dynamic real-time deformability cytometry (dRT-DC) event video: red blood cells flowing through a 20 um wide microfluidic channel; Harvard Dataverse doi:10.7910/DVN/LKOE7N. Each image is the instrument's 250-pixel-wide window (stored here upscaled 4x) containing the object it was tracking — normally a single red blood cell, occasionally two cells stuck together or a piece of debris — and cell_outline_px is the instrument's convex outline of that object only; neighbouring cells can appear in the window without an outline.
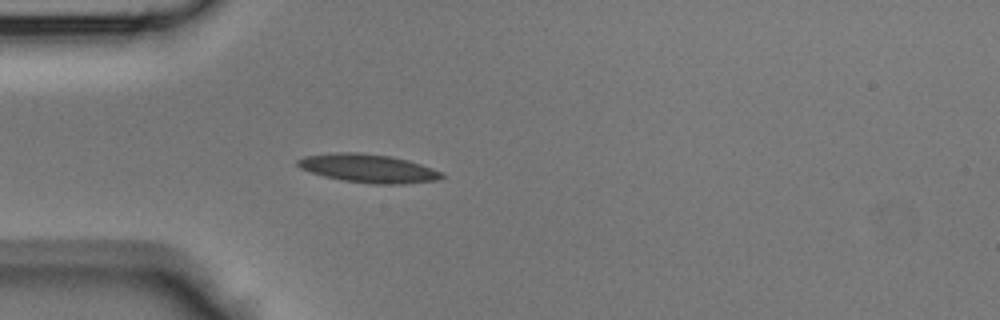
{"species": "Egyptian fruit bat (a non-hibernating species)", "species_latin": "Rousettus aegyptiacus", "temperature_condition": "room temperature", "stored_images_in_passage": 35, "camera_frame_rate_fps": 3000, "um_per_image_px": 0.085, "animal": {"sex": "male"}, "frame": {"image": 1, "passage_image": 5, "time_ms": 1.333, "image_size_px": [1000, 320], "cell_outline_px": [[448, 176], [436, 180], [404, 184], [372, 184], [344, 180], [324, 176], [300, 168], [296, 164], [296, 160], [304, 156], [340, 152], [360, 152], [392, 156], [408, 160], [432, 168]], "centroid_in_image_um": [31.32, 14.31], "position_along_channel_um": 53.7, "area_um2": 23.87}}
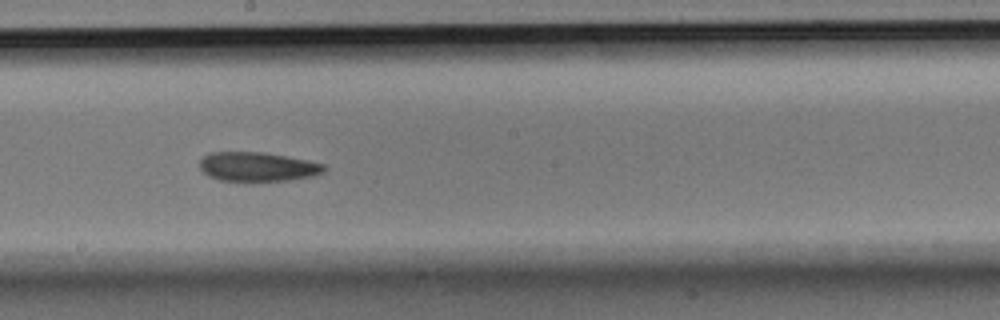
{"frame": {"image": 2, "passage_image": 17, "time_ms": 5.333, "image_size_px": [1000, 320], "cell_outline_px": [[324, 168], [320, 172], [312, 176], [288, 180], [220, 180], [208, 176], [200, 168], [200, 160], [208, 152], [264, 152], [308, 160], [324, 164]], "centroid_in_image_um": [21.84, 14.15], "position_along_channel_um": 226.4, "area_um2": 20.81}}
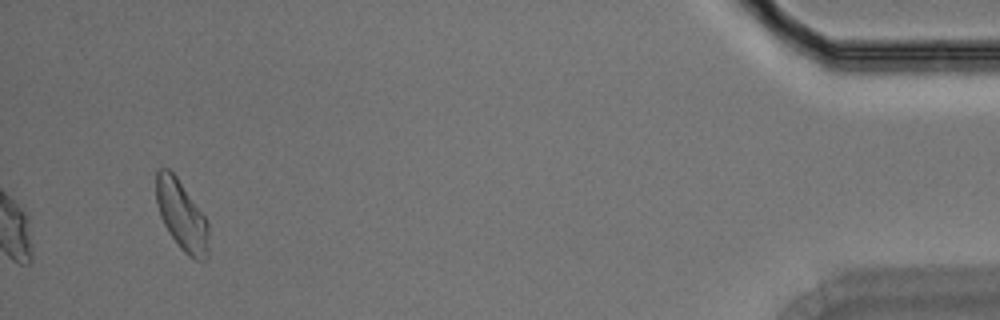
{"frame": {"image": 3, "passage_image": 35, "time_ms": 11.333, "image_size_px": [1000, 320], "cell_outline_px": [[208, 256], [204, 260], [196, 260], [188, 256], [180, 248], [164, 224], [160, 216], [156, 200], [156, 172], [160, 168], [168, 168], [176, 176], [208, 220]], "centroid_in_image_um": [15.45, 18.31], "position_along_channel_um": 419.8, "area_um2": 21.27}}